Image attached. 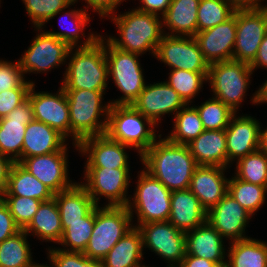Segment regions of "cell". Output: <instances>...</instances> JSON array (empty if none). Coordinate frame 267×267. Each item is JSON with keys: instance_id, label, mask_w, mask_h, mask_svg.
<instances>
[{"instance_id": "cell-1", "label": "cell", "mask_w": 267, "mask_h": 267, "mask_svg": "<svg viewBox=\"0 0 267 267\" xmlns=\"http://www.w3.org/2000/svg\"><path fill=\"white\" fill-rule=\"evenodd\" d=\"M141 156L142 164L152 177L156 178L171 192L188 189L191 178L198 166L187 145L176 144L161 134Z\"/></svg>"}, {"instance_id": "cell-2", "label": "cell", "mask_w": 267, "mask_h": 267, "mask_svg": "<svg viewBox=\"0 0 267 267\" xmlns=\"http://www.w3.org/2000/svg\"><path fill=\"white\" fill-rule=\"evenodd\" d=\"M105 38L91 33L72 53L66 66L62 87L64 90L106 91L108 64Z\"/></svg>"}, {"instance_id": "cell-3", "label": "cell", "mask_w": 267, "mask_h": 267, "mask_svg": "<svg viewBox=\"0 0 267 267\" xmlns=\"http://www.w3.org/2000/svg\"><path fill=\"white\" fill-rule=\"evenodd\" d=\"M111 15L121 39L109 36L105 41L108 40L114 47L126 52L141 55L151 51L155 55L157 46L164 36L160 16L137 9L117 16Z\"/></svg>"}, {"instance_id": "cell-4", "label": "cell", "mask_w": 267, "mask_h": 267, "mask_svg": "<svg viewBox=\"0 0 267 267\" xmlns=\"http://www.w3.org/2000/svg\"><path fill=\"white\" fill-rule=\"evenodd\" d=\"M70 112V136L77 144L92 136L104 135L107 129L108 115L111 107L102 104V91L65 90ZM102 115V116H100ZM106 116L104 120L100 117ZM100 119V121H99Z\"/></svg>"}, {"instance_id": "cell-5", "label": "cell", "mask_w": 267, "mask_h": 267, "mask_svg": "<svg viewBox=\"0 0 267 267\" xmlns=\"http://www.w3.org/2000/svg\"><path fill=\"white\" fill-rule=\"evenodd\" d=\"M146 125L148 128H146ZM156 124L132 105H111L106 135L114 141L138 149L142 155L155 141Z\"/></svg>"}, {"instance_id": "cell-6", "label": "cell", "mask_w": 267, "mask_h": 267, "mask_svg": "<svg viewBox=\"0 0 267 267\" xmlns=\"http://www.w3.org/2000/svg\"><path fill=\"white\" fill-rule=\"evenodd\" d=\"M127 206L95 207V223L89 243L83 252L102 260L112 247L134 226Z\"/></svg>"}, {"instance_id": "cell-7", "label": "cell", "mask_w": 267, "mask_h": 267, "mask_svg": "<svg viewBox=\"0 0 267 267\" xmlns=\"http://www.w3.org/2000/svg\"><path fill=\"white\" fill-rule=\"evenodd\" d=\"M253 73L249 64L235 60L211 63L207 80L216 99L235 113L241 105Z\"/></svg>"}, {"instance_id": "cell-8", "label": "cell", "mask_w": 267, "mask_h": 267, "mask_svg": "<svg viewBox=\"0 0 267 267\" xmlns=\"http://www.w3.org/2000/svg\"><path fill=\"white\" fill-rule=\"evenodd\" d=\"M105 54L108 64V76H112L117 88L123 93L120 99L110 102L111 105H132L146 86L139 54L126 52L114 47L108 40L105 42Z\"/></svg>"}, {"instance_id": "cell-9", "label": "cell", "mask_w": 267, "mask_h": 267, "mask_svg": "<svg viewBox=\"0 0 267 267\" xmlns=\"http://www.w3.org/2000/svg\"><path fill=\"white\" fill-rule=\"evenodd\" d=\"M134 198L127 208L133 219L135 208L138 224L168 221L171 212V191L144 169L140 172Z\"/></svg>"}, {"instance_id": "cell-10", "label": "cell", "mask_w": 267, "mask_h": 267, "mask_svg": "<svg viewBox=\"0 0 267 267\" xmlns=\"http://www.w3.org/2000/svg\"><path fill=\"white\" fill-rule=\"evenodd\" d=\"M87 183H80L98 206L99 197L108 199L107 206H127L130 201L126 196L129 186V168L85 167Z\"/></svg>"}, {"instance_id": "cell-11", "label": "cell", "mask_w": 267, "mask_h": 267, "mask_svg": "<svg viewBox=\"0 0 267 267\" xmlns=\"http://www.w3.org/2000/svg\"><path fill=\"white\" fill-rule=\"evenodd\" d=\"M142 236L143 249L148 247L168 261V267H179L186 256L185 232L169 221L149 222L136 226Z\"/></svg>"}, {"instance_id": "cell-12", "label": "cell", "mask_w": 267, "mask_h": 267, "mask_svg": "<svg viewBox=\"0 0 267 267\" xmlns=\"http://www.w3.org/2000/svg\"><path fill=\"white\" fill-rule=\"evenodd\" d=\"M154 57L172 68L198 73H208L210 64L200 51L194 37L164 34Z\"/></svg>"}, {"instance_id": "cell-13", "label": "cell", "mask_w": 267, "mask_h": 267, "mask_svg": "<svg viewBox=\"0 0 267 267\" xmlns=\"http://www.w3.org/2000/svg\"><path fill=\"white\" fill-rule=\"evenodd\" d=\"M267 34V9L236 10V41L233 48L235 61L251 64Z\"/></svg>"}, {"instance_id": "cell-14", "label": "cell", "mask_w": 267, "mask_h": 267, "mask_svg": "<svg viewBox=\"0 0 267 267\" xmlns=\"http://www.w3.org/2000/svg\"><path fill=\"white\" fill-rule=\"evenodd\" d=\"M73 50L74 47L70 48L54 35L42 31L19 59V65L23 75L29 72L44 73L66 62Z\"/></svg>"}, {"instance_id": "cell-15", "label": "cell", "mask_w": 267, "mask_h": 267, "mask_svg": "<svg viewBox=\"0 0 267 267\" xmlns=\"http://www.w3.org/2000/svg\"><path fill=\"white\" fill-rule=\"evenodd\" d=\"M34 83L30 87L29 100L34 120L56 129L65 138L70 137V112L65 90L61 86L58 94L35 92Z\"/></svg>"}, {"instance_id": "cell-16", "label": "cell", "mask_w": 267, "mask_h": 267, "mask_svg": "<svg viewBox=\"0 0 267 267\" xmlns=\"http://www.w3.org/2000/svg\"><path fill=\"white\" fill-rule=\"evenodd\" d=\"M67 146L60 151L24 158L20 164L55 194L71 188L68 178Z\"/></svg>"}, {"instance_id": "cell-17", "label": "cell", "mask_w": 267, "mask_h": 267, "mask_svg": "<svg viewBox=\"0 0 267 267\" xmlns=\"http://www.w3.org/2000/svg\"><path fill=\"white\" fill-rule=\"evenodd\" d=\"M252 215L228 193L207 211L208 221L224 239L230 242L248 238L245 236L246 224ZM244 233V234H243Z\"/></svg>"}, {"instance_id": "cell-18", "label": "cell", "mask_w": 267, "mask_h": 267, "mask_svg": "<svg viewBox=\"0 0 267 267\" xmlns=\"http://www.w3.org/2000/svg\"><path fill=\"white\" fill-rule=\"evenodd\" d=\"M187 104L165 81L146 84L132 106L156 125L164 114L178 113Z\"/></svg>"}, {"instance_id": "cell-19", "label": "cell", "mask_w": 267, "mask_h": 267, "mask_svg": "<svg viewBox=\"0 0 267 267\" xmlns=\"http://www.w3.org/2000/svg\"><path fill=\"white\" fill-rule=\"evenodd\" d=\"M33 120V110L28 99L6 117L0 118V154L12 159L13 162L22 161L26 125Z\"/></svg>"}, {"instance_id": "cell-20", "label": "cell", "mask_w": 267, "mask_h": 267, "mask_svg": "<svg viewBox=\"0 0 267 267\" xmlns=\"http://www.w3.org/2000/svg\"><path fill=\"white\" fill-rule=\"evenodd\" d=\"M252 116H236L231 118L225 129L227 165L260 149L261 126Z\"/></svg>"}, {"instance_id": "cell-21", "label": "cell", "mask_w": 267, "mask_h": 267, "mask_svg": "<svg viewBox=\"0 0 267 267\" xmlns=\"http://www.w3.org/2000/svg\"><path fill=\"white\" fill-rule=\"evenodd\" d=\"M194 38L209 64L232 60L236 41V11L225 22L197 32Z\"/></svg>"}, {"instance_id": "cell-22", "label": "cell", "mask_w": 267, "mask_h": 267, "mask_svg": "<svg viewBox=\"0 0 267 267\" xmlns=\"http://www.w3.org/2000/svg\"><path fill=\"white\" fill-rule=\"evenodd\" d=\"M77 146V150L88 157L85 167L129 168L125 148L131 147L111 140L106 134L87 137Z\"/></svg>"}, {"instance_id": "cell-23", "label": "cell", "mask_w": 267, "mask_h": 267, "mask_svg": "<svg viewBox=\"0 0 267 267\" xmlns=\"http://www.w3.org/2000/svg\"><path fill=\"white\" fill-rule=\"evenodd\" d=\"M225 170L222 166L198 165L193 173L189 189L206 211L228 192L229 179L224 176Z\"/></svg>"}, {"instance_id": "cell-24", "label": "cell", "mask_w": 267, "mask_h": 267, "mask_svg": "<svg viewBox=\"0 0 267 267\" xmlns=\"http://www.w3.org/2000/svg\"><path fill=\"white\" fill-rule=\"evenodd\" d=\"M219 232L208 222L185 232L186 254L201 257L225 267V246Z\"/></svg>"}, {"instance_id": "cell-25", "label": "cell", "mask_w": 267, "mask_h": 267, "mask_svg": "<svg viewBox=\"0 0 267 267\" xmlns=\"http://www.w3.org/2000/svg\"><path fill=\"white\" fill-rule=\"evenodd\" d=\"M170 205L168 221L183 232L197 228L206 221L207 211L189 188L172 191Z\"/></svg>"}, {"instance_id": "cell-26", "label": "cell", "mask_w": 267, "mask_h": 267, "mask_svg": "<svg viewBox=\"0 0 267 267\" xmlns=\"http://www.w3.org/2000/svg\"><path fill=\"white\" fill-rule=\"evenodd\" d=\"M65 140L67 139L56 129L43 122L33 120L26 125L22 146V160L60 151L66 145Z\"/></svg>"}, {"instance_id": "cell-27", "label": "cell", "mask_w": 267, "mask_h": 267, "mask_svg": "<svg viewBox=\"0 0 267 267\" xmlns=\"http://www.w3.org/2000/svg\"><path fill=\"white\" fill-rule=\"evenodd\" d=\"M187 146L197 165L227 168L225 130H204Z\"/></svg>"}, {"instance_id": "cell-28", "label": "cell", "mask_w": 267, "mask_h": 267, "mask_svg": "<svg viewBox=\"0 0 267 267\" xmlns=\"http://www.w3.org/2000/svg\"><path fill=\"white\" fill-rule=\"evenodd\" d=\"M200 0H171L162 16V26H167L169 36L194 37L197 34V10Z\"/></svg>"}, {"instance_id": "cell-29", "label": "cell", "mask_w": 267, "mask_h": 267, "mask_svg": "<svg viewBox=\"0 0 267 267\" xmlns=\"http://www.w3.org/2000/svg\"><path fill=\"white\" fill-rule=\"evenodd\" d=\"M1 196H22L46 202L54 198V193L20 163L14 162L7 188Z\"/></svg>"}, {"instance_id": "cell-30", "label": "cell", "mask_w": 267, "mask_h": 267, "mask_svg": "<svg viewBox=\"0 0 267 267\" xmlns=\"http://www.w3.org/2000/svg\"><path fill=\"white\" fill-rule=\"evenodd\" d=\"M142 251V236L135 225L102 259L103 267H140Z\"/></svg>"}, {"instance_id": "cell-31", "label": "cell", "mask_w": 267, "mask_h": 267, "mask_svg": "<svg viewBox=\"0 0 267 267\" xmlns=\"http://www.w3.org/2000/svg\"><path fill=\"white\" fill-rule=\"evenodd\" d=\"M61 222L82 221L97 205L87 190L76 183L69 189L54 194Z\"/></svg>"}, {"instance_id": "cell-32", "label": "cell", "mask_w": 267, "mask_h": 267, "mask_svg": "<svg viewBox=\"0 0 267 267\" xmlns=\"http://www.w3.org/2000/svg\"><path fill=\"white\" fill-rule=\"evenodd\" d=\"M24 231L27 235L33 233L43 241L59 243L63 229L60 212L54 198L40 204L32 221Z\"/></svg>"}, {"instance_id": "cell-33", "label": "cell", "mask_w": 267, "mask_h": 267, "mask_svg": "<svg viewBox=\"0 0 267 267\" xmlns=\"http://www.w3.org/2000/svg\"><path fill=\"white\" fill-rule=\"evenodd\" d=\"M225 267H267V243L246 238L230 243Z\"/></svg>"}, {"instance_id": "cell-34", "label": "cell", "mask_w": 267, "mask_h": 267, "mask_svg": "<svg viewBox=\"0 0 267 267\" xmlns=\"http://www.w3.org/2000/svg\"><path fill=\"white\" fill-rule=\"evenodd\" d=\"M173 130L166 138L176 144L187 145L196 139L205 129L199 113L194 106L188 104L175 113Z\"/></svg>"}, {"instance_id": "cell-35", "label": "cell", "mask_w": 267, "mask_h": 267, "mask_svg": "<svg viewBox=\"0 0 267 267\" xmlns=\"http://www.w3.org/2000/svg\"><path fill=\"white\" fill-rule=\"evenodd\" d=\"M27 234L20 230L0 243V267H32V256Z\"/></svg>"}, {"instance_id": "cell-36", "label": "cell", "mask_w": 267, "mask_h": 267, "mask_svg": "<svg viewBox=\"0 0 267 267\" xmlns=\"http://www.w3.org/2000/svg\"><path fill=\"white\" fill-rule=\"evenodd\" d=\"M95 223V208L82 221L75 222H61L63 234L58 244L63 247H70L62 249L65 251L84 252Z\"/></svg>"}, {"instance_id": "cell-37", "label": "cell", "mask_w": 267, "mask_h": 267, "mask_svg": "<svg viewBox=\"0 0 267 267\" xmlns=\"http://www.w3.org/2000/svg\"><path fill=\"white\" fill-rule=\"evenodd\" d=\"M251 215L264 204L266 198V186L248 183L236 176L228 181V192Z\"/></svg>"}, {"instance_id": "cell-38", "label": "cell", "mask_w": 267, "mask_h": 267, "mask_svg": "<svg viewBox=\"0 0 267 267\" xmlns=\"http://www.w3.org/2000/svg\"><path fill=\"white\" fill-rule=\"evenodd\" d=\"M236 177L261 186L267 185V154L261 149L240 158L236 162Z\"/></svg>"}, {"instance_id": "cell-39", "label": "cell", "mask_w": 267, "mask_h": 267, "mask_svg": "<svg viewBox=\"0 0 267 267\" xmlns=\"http://www.w3.org/2000/svg\"><path fill=\"white\" fill-rule=\"evenodd\" d=\"M169 80L165 81L189 105L190 101L199 93L203 83L207 82L208 73H198L185 70H171Z\"/></svg>"}, {"instance_id": "cell-40", "label": "cell", "mask_w": 267, "mask_h": 267, "mask_svg": "<svg viewBox=\"0 0 267 267\" xmlns=\"http://www.w3.org/2000/svg\"><path fill=\"white\" fill-rule=\"evenodd\" d=\"M234 13L235 10L224 0H200L197 10V32L225 22Z\"/></svg>"}, {"instance_id": "cell-41", "label": "cell", "mask_w": 267, "mask_h": 267, "mask_svg": "<svg viewBox=\"0 0 267 267\" xmlns=\"http://www.w3.org/2000/svg\"><path fill=\"white\" fill-rule=\"evenodd\" d=\"M205 130H225L236 114L219 99L212 97L200 106H195Z\"/></svg>"}, {"instance_id": "cell-42", "label": "cell", "mask_w": 267, "mask_h": 267, "mask_svg": "<svg viewBox=\"0 0 267 267\" xmlns=\"http://www.w3.org/2000/svg\"><path fill=\"white\" fill-rule=\"evenodd\" d=\"M27 14L31 17L34 27L41 31L42 26L69 5L75 4L74 0H22Z\"/></svg>"}, {"instance_id": "cell-43", "label": "cell", "mask_w": 267, "mask_h": 267, "mask_svg": "<svg viewBox=\"0 0 267 267\" xmlns=\"http://www.w3.org/2000/svg\"><path fill=\"white\" fill-rule=\"evenodd\" d=\"M8 206L15 224L24 230L32 221L42 201L22 196H0Z\"/></svg>"}, {"instance_id": "cell-44", "label": "cell", "mask_w": 267, "mask_h": 267, "mask_svg": "<svg viewBox=\"0 0 267 267\" xmlns=\"http://www.w3.org/2000/svg\"><path fill=\"white\" fill-rule=\"evenodd\" d=\"M48 253L50 264L54 267H103L102 260L89 258L83 252L50 248Z\"/></svg>"}, {"instance_id": "cell-45", "label": "cell", "mask_w": 267, "mask_h": 267, "mask_svg": "<svg viewBox=\"0 0 267 267\" xmlns=\"http://www.w3.org/2000/svg\"><path fill=\"white\" fill-rule=\"evenodd\" d=\"M64 14H66L67 16ZM64 14H63V17H61V19L63 20V18L69 17L71 20L72 18L70 23L72 22L73 27H70V28L67 27L68 28L67 31H59V32L47 31V32L49 34L54 35L56 38L62 40L63 42H65L70 48L72 47L75 48L80 40V37H81L80 33L81 34L83 33L82 31L84 30V27H86V24L90 21V17L87 11L84 9H80V10L73 9V10H70L69 12L66 11Z\"/></svg>"}, {"instance_id": "cell-46", "label": "cell", "mask_w": 267, "mask_h": 267, "mask_svg": "<svg viewBox=\"0 0 267 267\" xmlns=\"http://www.w3.org/2000/svg\"><path fill=\"white\" fill-rule=\"evenodd\" d=\"M24 77L19 61L10 63L0 60V93L9 89L30 88L33 82L24 80Z\"/></svg>"}, {"instance_id": "cell-47", "label": "cell", "mask_w": 267, "mask_h": 267, "mask_svg": "<svg viewBox=\"0 0 267 267\" xmlns=\"http://www.w3.org/2000/svg\"><path fill=\"white\" fill-rule=\"evenodd\" d=\"M30 88H15L0 93V118L6 117L27 100Z\"/></svg>"}, {"instance_id": "cell-48", "label": "cell", "mask_w": 267, "mask_h": 267, "mask_svg": "<svg viewBox=\"0 0 267 267\" xmlns=\"http://www.w3.org/2000/svg\"><path fill=\"white\" fill-rule=\"evenodd\" d=\"M21 229L15 224L8 206L0 198V243L15 235Z\"/></svg>"}, {"instance_id": "cell-49", "label": "cell", "mask_w": 267, "mask_h": 267, "mask_svg": "<svg viewBox=\"0 0 267 267\" xmlns=\"http://www.w3.org/2000/svg\"><path fill=\"white\" fill-rule=\"evenodd\" d=\"M77 2V0H74ZM124 0H85L88 6H85L89 9V7L93 8V12H97L101 17H109L107 15H111L114 13L117 5L121 4Z\"/></svg>"}, {"instance_id": "cell-50", "label": "cell", "mask_w": 267, "mask_h": 267, "mask_svg": "<svg viewBox=\"0 0 267 267\" xmlns=\"http://www.w3.org/2000/svg\"><path fill=\"white\" fill-rule=\"evenodd\" d=\"M143 5L136 8L139 11H143L149 14L159 16L160 13L163 16L169 8L171 0H139ZM160 12V13H158Z\"/></svg>"}, {"instance_id": "cell-51", "label": "cell", "mask_w": 267, "mask_h": 267, "mask_svg": "<svg viewBox=\"0 0 267 267\" xmlns=\"http://www.w3.org/2000/svg\"><path fill=\"white\" fill-rule=\"evenodd\" d=\"M13 163L12 159L0 154V196L7 188L9 173Z\"/></svg>"}, {"instance_id": "cell-52", "label": "cell", "mask_w": 267, "mask_h": 267, "mask_svg": "<svg viewBox=\"0 0 267 267\" xmlns=\"http://www.w3.org/2000/svg\"><path fill=\"white\" fill-rule=\"evenodd\" d=\"M228 3L235 11L236 10H258L265 8L261 6V0H224ZM264 1V0H262Z\"/></svg>"}, {"instance_id": "cell-53", "label": "cell", "mask_w": 267, "mask_h": 267, "mask_svg": "<svg viewBox=\"0 0 267 267\" xmlns=\"http://www.w3.org/2000/svg\"><path fill=\"white\" fill-rule=\"evenodd\" d=\"M252 70H256L259 67L267 68V34L263 37V40L258 48L257 55L254 61L250 64Z\"/></svg>"}, {"instance_id": "cell-54", "label": "cell", "mask_w": 267, "mask_h": 267, "mask_svg": "<svg viewBox=\"0 0 267 267\" xmlns=\"http://www.w3.org/2000/svg\"><path fill=\"white\" fill-rule=\"evenodd\" d=\"M179 267H219L215 262L189 254L182 259Z\"/></svg>"}, {"instance_id": "cell-55", "label": "cell", "mask_w": 267, "mask_h": 267, "mask_svg": "<svg viewBox=\"0 0 267 267\" xmlns=\"http://www.w3.org/2000/svg\"><path fill=\"white\" fill-rule=\"evenodd\" d=\"M252 103L260 104V103H267V80L265 83L256 91L251 99Z\"/></svg>"}, {"instance_id": "cell-56", "label": "cell", "mask_w": 267, "mask_h": 267, "mask_svg": "<svg viewBox=\"0 0 267 267\" xmlns=\"http://www.w3.org/2000/svg\"><path fill=\"white\" fill-rule=\"evenodd\" d=\"M260 149L267 154V128L266 130L261 129L260 135Z\"/></svg>"}, {"instance_id": "cell-57", "label": "cell", "mask_w": 267, "mask_h": 267, "mask_svg": "<svg viewBox=\"0 0 267 267\" xmlns=\"http://www.w3.org/2000/svg\"><path fill=\"white\" fill-rule=\"evenodd\" d=\"M32 267H54L53 265L52 266H48V264H45V265H41V264H36L35 262H34V264H33V266Z\"/></svg>"}]
</instances>
